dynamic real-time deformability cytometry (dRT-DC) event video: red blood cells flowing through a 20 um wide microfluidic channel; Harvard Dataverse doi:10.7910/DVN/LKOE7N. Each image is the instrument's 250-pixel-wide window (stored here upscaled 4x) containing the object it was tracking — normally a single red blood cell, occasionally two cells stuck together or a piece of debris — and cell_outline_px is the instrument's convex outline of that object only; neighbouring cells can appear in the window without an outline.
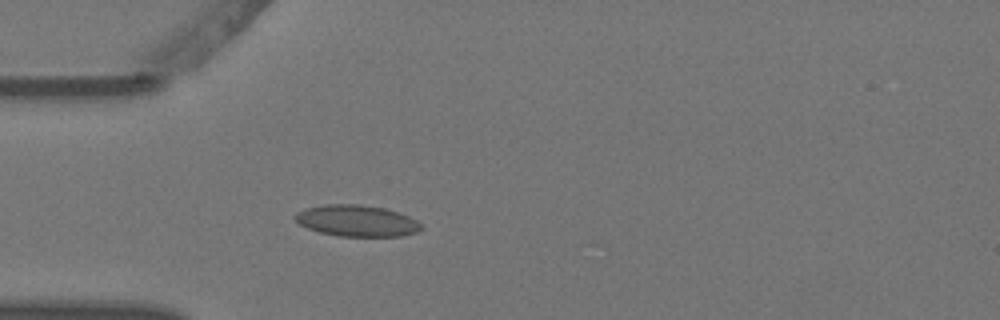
{"species": "Egyptian fruit bat (a non-hibernating species)", "species_latin": "Rousettus aegyptiacus", "temperature_condition": "warm", "stored_images_in_passage": 1, "camera_frame_rate_fps": 3000, "um_per_image_px": 0.085, "animal": {"sex": "female"}, "frame": {"image": 1, "passage_image": 1, "time_ms": 0.0, "image_size_px": [1000, 320], "cell_outline_px": [[424, 228], [420, 232], [400, 236], [336, 236], [320, 232], [308, 228], [300, 224], [292, 216], [296, 212], [304, 208], [324, 204], [360, 204], [384, 208], [400, 212], [416, 220]], "centroid_in_image_um": [30.33, 18.76], "position_along_channel_um": 54.7, "area_um2": 23.29}}